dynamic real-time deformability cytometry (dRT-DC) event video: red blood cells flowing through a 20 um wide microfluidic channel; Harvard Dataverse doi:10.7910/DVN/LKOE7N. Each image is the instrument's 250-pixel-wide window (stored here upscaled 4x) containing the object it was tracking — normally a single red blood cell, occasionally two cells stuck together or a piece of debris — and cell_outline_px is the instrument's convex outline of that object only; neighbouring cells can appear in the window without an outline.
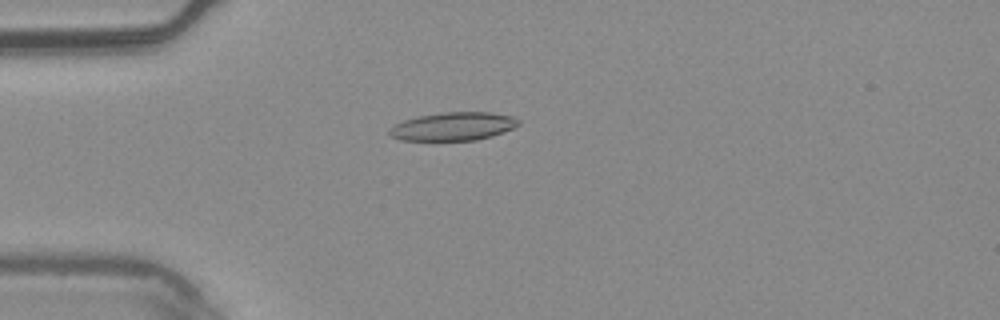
{"species": "common noctule bat (a hibernating species)", "species_latin": "Nyctalus noctula", "temperature_condition": "warm", "stored_images_in_passage": 7, "camera_frame_rate_fps": 3000, "um_per_image_px": 0.085, "animal": {"sex": "male", "body_mass_g": 20.4}, "frame": {"image": 1, "passage_image": 4, "time_ms": 1.0, "image_size_px": [1000, 320], "cell_outline_px": [[520, 124], [512, 128], [492, 136], [476, 140], [400, 140], [392, 136], [388, 132], [396, 124], [404, 120], [420, 116], [444, 112], [488, 112], [512, 116], [520, 120]], "centroid_in_image_um": [38.56, 10.74], "position_along_channel_um": 46.4, "area_um2": 20.98}}